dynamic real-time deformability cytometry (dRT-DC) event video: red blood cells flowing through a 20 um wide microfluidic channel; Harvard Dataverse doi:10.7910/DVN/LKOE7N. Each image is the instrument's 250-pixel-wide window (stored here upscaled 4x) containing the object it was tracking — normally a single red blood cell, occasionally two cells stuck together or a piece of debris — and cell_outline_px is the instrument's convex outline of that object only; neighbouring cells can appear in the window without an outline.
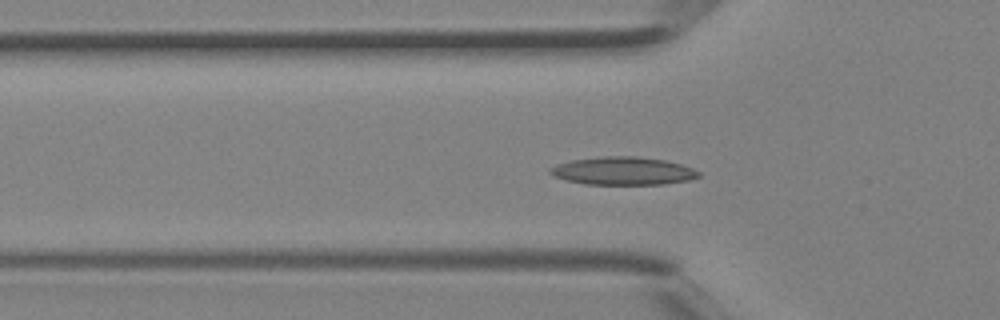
{"species": "Egyptian fruit bat (a non-hibernating species)", "species_latin": "Rousettus aegyptiacus", "temperature_condition": "room temperature", "stored_images_in_passage": 42, "camera_frame_rate_fps": 3000, "um_per_image_px": 0.085, "animal": {"sex": "female"}, "frame": {"image": 1, "passage_image": 13, "time_ms": 4.0, "image_size_px": [1000, 320], "cell_outline_px": [[700, 176], [688, 180], [664, 184], [584, 184], [564, 180], [552, 176], [548, 172], [548, 168], [556, 164], [572, 160], [600, 156], [636, 156], [664, 160], [680, 164], [692, 168], [700, 172]], "centroid_in_image_um": [52.89, 14.53], "position_along_channel_um": 72.9, "area_um2": 24.33}}
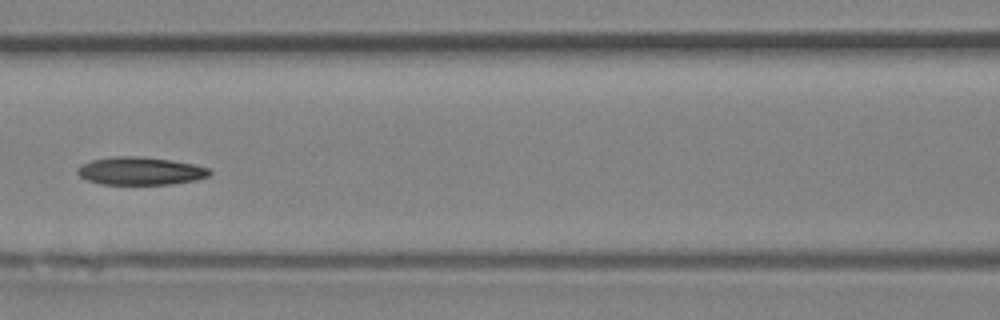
{"frame": {"image": 2, "passage_image": 18, "time_ms": 5.667, "image_size_px": [1000, 320], "cell_outline_px": [[212, 172], [208, 176], [196, 180], [172, 184], [100, 184], [88, 180], [80, 176], [76, 172], [76, 168], [80, 164], [92, 160], [112, 156], [140, 156], [172, 160], [192, 164], [208, 168]], "centroid_in_image_um": [11.9, 14.53], "position_along_channel_um": 154.7, "area_um2": 21.56}}
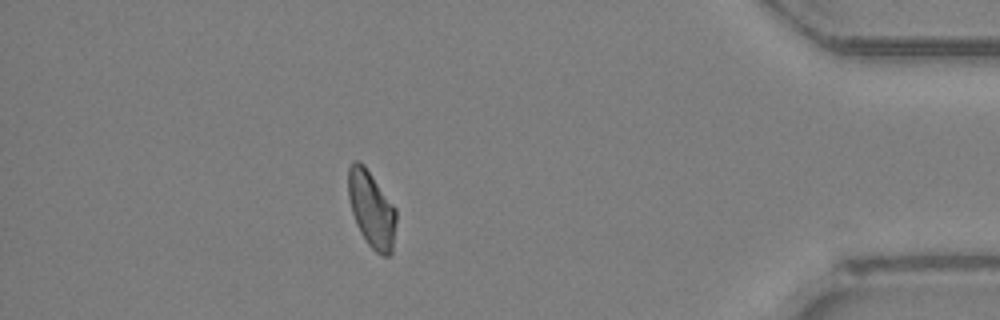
{"frame": {"image": 3, "passage_image": 36, "time_ms": 11.667, "image_size_px": [1000, 320], "cell_outline_px": [[396, 220], [392, 252], [388, 256], [380, 256], [368, 244], [360, 232], [356, 224], [352, 212], [348, 196], [348, 168], [356, 160], [360, 160], [364, 164], [396, 208]], "centroid_in_image_um": [31.58, 17.79], "position_along_channel_um": 403.6, "area_um2": 21.39}}